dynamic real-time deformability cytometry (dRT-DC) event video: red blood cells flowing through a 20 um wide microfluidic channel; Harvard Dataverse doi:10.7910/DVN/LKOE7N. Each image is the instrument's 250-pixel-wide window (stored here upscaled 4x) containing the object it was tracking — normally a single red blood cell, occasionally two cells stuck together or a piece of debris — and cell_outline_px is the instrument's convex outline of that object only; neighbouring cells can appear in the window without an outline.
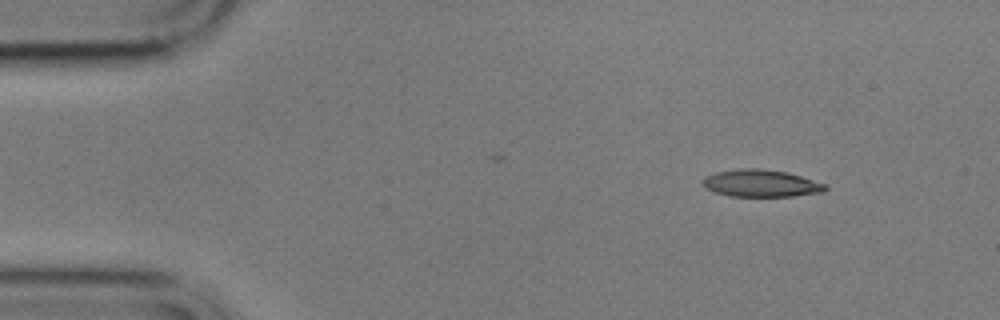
{"species": "common noctule bat (a hibernating species)", "species_latin": "Nyctalus noctula", "temperature_condition": "cold", "stored_images_in_passage": 7, "camera_frame_rate_fps": 3000, "um_per_image_px": 0.085, "animal": {"sex": "male", "body_mass_g": 17.9}, "frame": {"image": 1, "passage_image": 1, "time_ms": 0.0, "image_size_px": [1000, 320], "cell_outline_px": [[828, 188], [824, 192], [792, 196], [728, 196], [704, 188], [700, 180], [704, 176], [716, 172], [740, 168], [760, 168], [788, 172], [828, 184]], "centroid_in_image_um": [64.68, 15.57], "position_along_channel_um": 20.3, "area_um2": 19.77}}
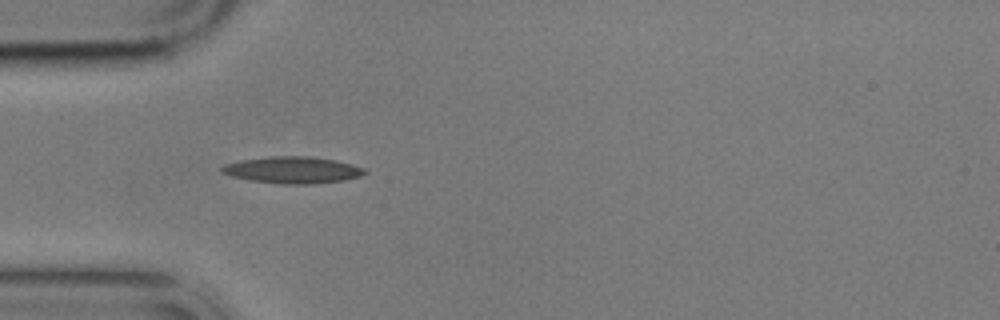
{"frame": {"image": 2, "passage_image": 4, "time_ms": 3.333, "image_size_px": [1000, 320], "cell_outline_px": [[368, 172], [360, 176], [344, 180], [312, 184], [280, 184], [252, 180], [232, 176], [220, 172], [220, 168], [224, 164], [240, 160], [268, 156], [312, 156], [336, 160], [352, 164], [364, 168]], "centroid_in_image_um": [24.87, 14.44], "position_along_channel_um": 60.1, "area_um2": 22.37}}
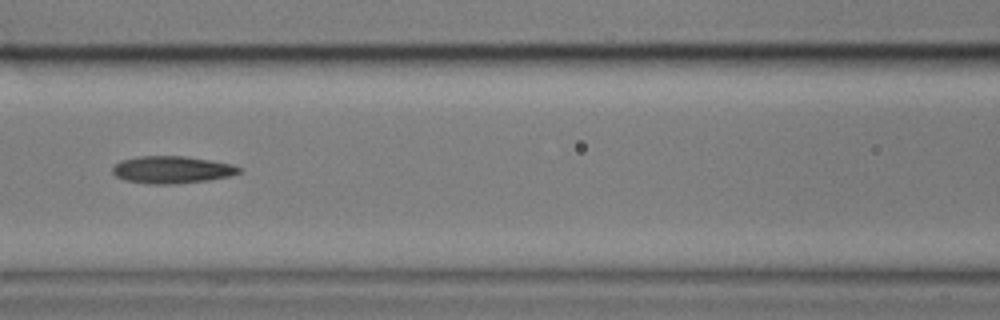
{"frame": {"image": 3, "passage_image": 6, "time_ms": 6.0, "image_size_px": [1000, 320], "cell_outline_px": [[244, 168], [240, 172], [228, 176], [208, 180], [176, 184], [148, 184], [124, 180], [116, 176], [112, 172], [112, 168], [120, 160], [140, 156], [184, 156], [232, 164]], "centroid_in_image_um": [14.6, 14.43], "position_along_channel_um": 152.0, "area_um2": 20.11}}